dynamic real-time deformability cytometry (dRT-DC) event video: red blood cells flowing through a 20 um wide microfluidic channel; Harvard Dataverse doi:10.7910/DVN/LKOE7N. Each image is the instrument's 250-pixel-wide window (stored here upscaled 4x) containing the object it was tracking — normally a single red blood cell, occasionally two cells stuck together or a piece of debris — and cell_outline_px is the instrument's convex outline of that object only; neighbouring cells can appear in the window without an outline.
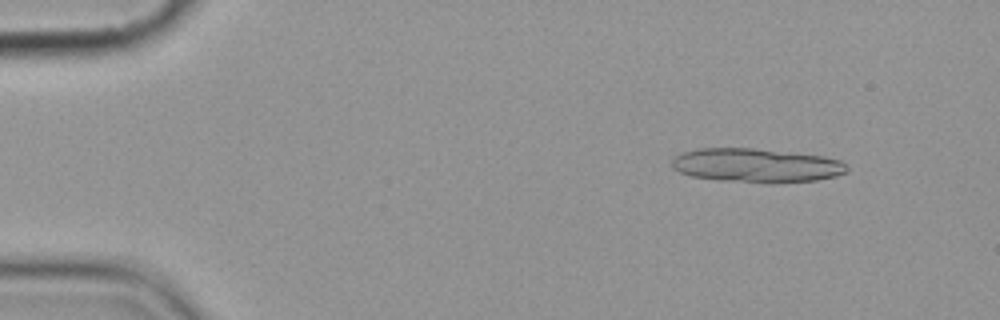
{"species": "common noctule bat (a hibernating species)", "species_latin": "Nyctalus noctula", "temperature_condition": "cold", "stored_images_in_passage": 5, "camera_frame_rate_fps": 3000, "um_per_image_px": 0.085, "animal": {"sex": "female", "body_mass_g": 19.9}, "frame": {"image": 1, "passage_image": 2, "time_ms": 1.0, "image_size_px": [1000, 320], "cell_outline_px": [[848, 172], [836, 176], [816, 180], [776, 184], [772, 184], [720, 180], [692, 176], [680, 172], [672, 168], [672, 156], [684, 152], [700, 148], [752, 148], [824, 156], [840, 160], [848, 168]], "centroid_in_image_um": [64.3, 14.07], "position_along_channel_um": 20.7, "area_um2": 34.91}}